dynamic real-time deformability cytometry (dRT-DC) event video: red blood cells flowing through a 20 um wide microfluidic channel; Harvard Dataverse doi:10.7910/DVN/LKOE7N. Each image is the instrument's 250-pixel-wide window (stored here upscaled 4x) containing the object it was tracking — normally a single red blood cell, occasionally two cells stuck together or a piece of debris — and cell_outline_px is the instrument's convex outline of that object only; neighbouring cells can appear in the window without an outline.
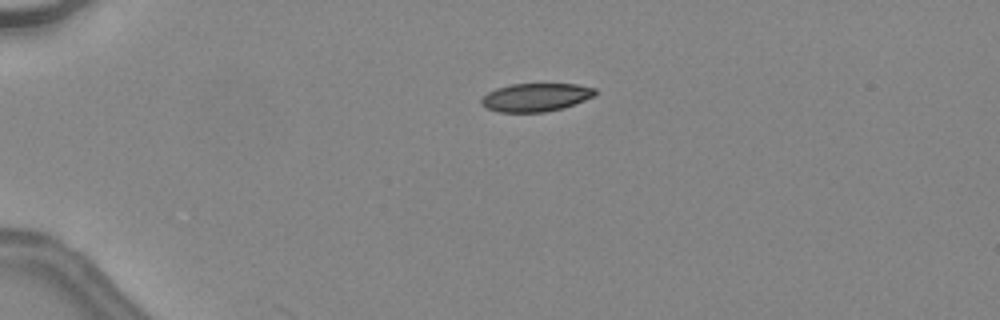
{"species": "common noctule bat (a hibernating species)", "species_latin": "Nyctalus noctula", "temperature_condition": "warm", "stored_images_in_passage": 16, "camera_frame_rate_fps": 3000, "um_per_image_px": 0.085, "animal": {"sex": "female", "body_mass_g": 24.6, "forearm_length_mm": 56.2}, "frame": {"image": 1, "passage_image": 13, "time_ms": 4.0, "image_size_px": [1000, 320], "cell_outline_px": [[596, 96], [564, 108], [544, 112], [496, 112], [484, 108], [480, 104], [480, 100], [488, 92], [496, 88], [512, 84], [576, 84], [596, 88]], "centroid_in_image_um": [45.53, 8.28], "position_along_channel_um": 39.5, "area_um2": 18.96}}